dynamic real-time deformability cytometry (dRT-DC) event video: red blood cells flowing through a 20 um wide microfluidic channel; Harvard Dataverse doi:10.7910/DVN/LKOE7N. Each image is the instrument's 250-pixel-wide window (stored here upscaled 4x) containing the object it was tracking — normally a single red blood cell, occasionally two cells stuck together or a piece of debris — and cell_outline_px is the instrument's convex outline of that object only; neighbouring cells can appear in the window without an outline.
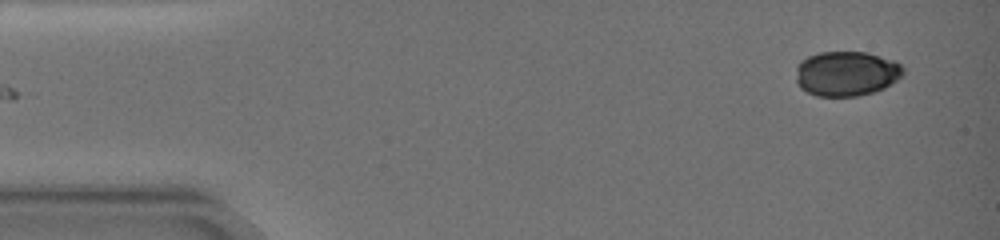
{"species": "common noctule bat (a hibernating species)", "species_latin": "Nyctalus noctula", "temperature_condition": "warm", "stored_images_in_passage": 29, "camera_frame_rate_fps": 3000, "um_per_image_px": 0.085, "animal": {"sex": "female", "body_mass_g": 19.0, "forearm_length_mm": 51.5}, "frame": {"image": 1, "passage_image": 1, "time_ms": 0.0, "image_size_px": [1000, 240], "cell_outline_px": [[904, 76], [884, 88], [876, 92], [856, 96], [816, 96], [800, 88], [796, 80], [796, 68], [800, 60], [808, 56], [820, 52], [868, 52], [896, 60], [904, 68]], "centroid_in_image_um": [71.97, 6.25], "position_along_channel_um": 13.0, "area_um2": 28.5}}